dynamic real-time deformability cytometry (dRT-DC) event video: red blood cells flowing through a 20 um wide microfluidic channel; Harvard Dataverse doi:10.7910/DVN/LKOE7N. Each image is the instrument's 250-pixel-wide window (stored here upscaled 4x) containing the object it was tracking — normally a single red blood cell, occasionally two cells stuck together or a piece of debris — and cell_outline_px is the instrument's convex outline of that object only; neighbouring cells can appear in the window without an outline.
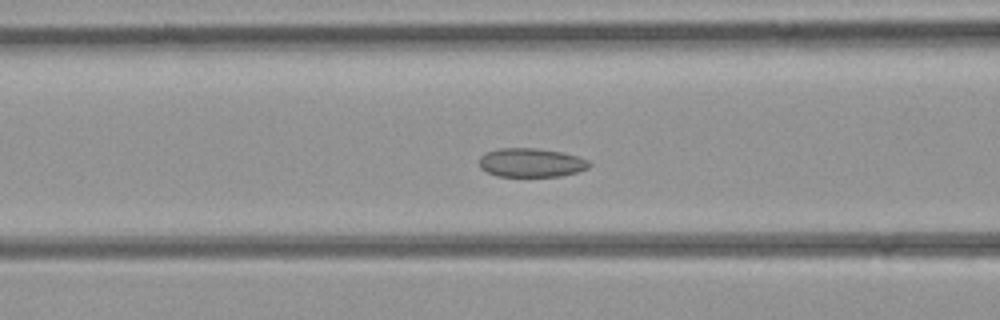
{"species": "common noctule bat (a hibernating species)", "species_latin": "Nyctalus noctula", "temperature_condition": "room temperature", "stored_images_in_passage": 43, "camera_frame_rate_fps": 3000, "um_per_image_px": 0.085, "animal": {"sex": "female", "body_mass_g": 21.9}, "frame": {"image": 1, "passage_image": 16, "time_ms": 5.0, "image_size_px": [1000, 320], "cell_outline_px": [[592, 164], [588, 168], [576, 172], [560, 176], [496, 176], [480, 168], [480, 156], [484, 152], [500, 148], [536, 148], [560, 152], [576, 156], [588, 160]], "centroid_in_image_um": [45.12, 13.82], "position_along_channel_um": 121.5, "area_um2": 18.44}}
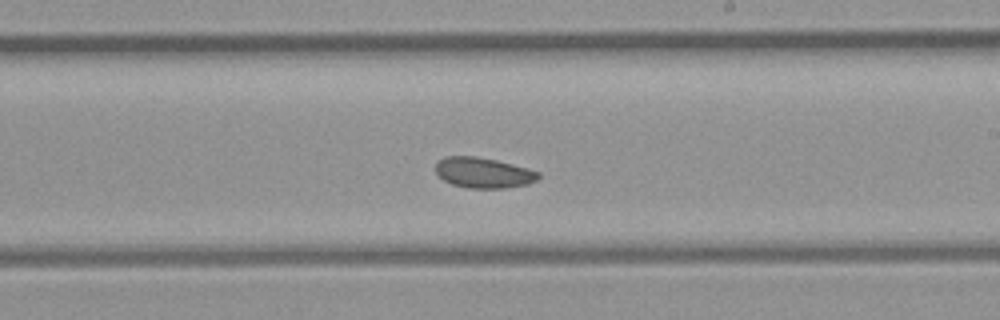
{"frame": {"image": 2, "passage_image": 24, "time_ms": 7.667, "image_size_px": [1000, 320], "cell_outline_px": [[540, 176], [536, 180], [528, 184], [504, 188], [468, 188], [452, 184], [444, 180], [436, 172], [436, 164], [444, 156], [476, 156], [496, 160], [512, 164], [540, 172]], "centroid_in_image_um": [41.09, 14.68], "position_along_channel_um": 247.9, "area_um2": 18.15}}
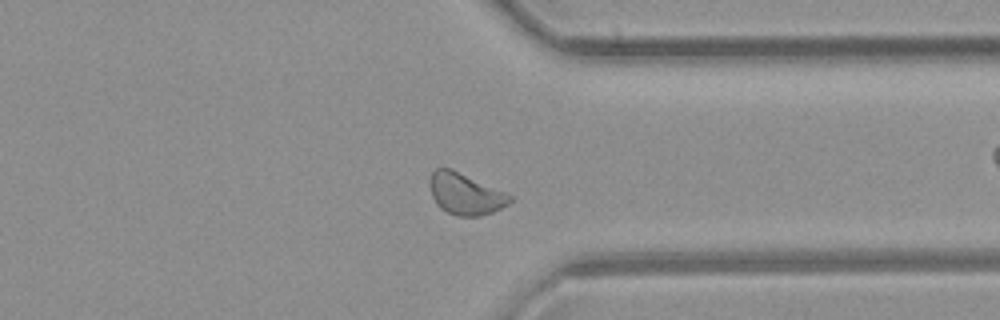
{"frame": {"image": 3, "passage_image": 32, "time_ms": 10.333, "image_size_px": [1000, 320], "cell_outline_px": [[512, 200], [508, 204], [492, 212], [480, 216], [456, 216], [440, 208], [436, 204], [432, 196], [432, 172], [436, 168], [452, 168], [508, 192], [512, 196]], "centroid_in_image_um": [39.61, 16.48], "position_along_channel_um": 371.8, "area_um2": 19.36}}